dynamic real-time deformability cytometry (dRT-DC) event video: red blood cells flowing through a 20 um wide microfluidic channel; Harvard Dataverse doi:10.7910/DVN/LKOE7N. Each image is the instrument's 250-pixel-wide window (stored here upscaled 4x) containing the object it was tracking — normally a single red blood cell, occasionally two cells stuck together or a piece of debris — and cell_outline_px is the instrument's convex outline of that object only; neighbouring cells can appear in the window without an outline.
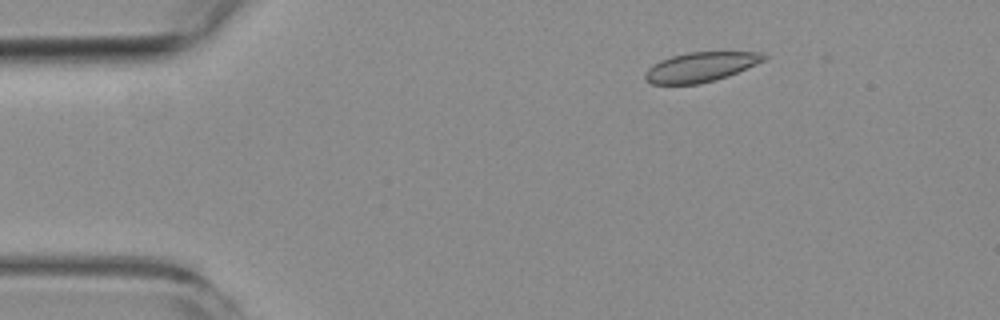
{"species": "common noctule bat (a hibernating species)", "species_latin": "Nyctalus noctula", "temperature_condition": "room temperature", "stored_images_in_passage": 3, "camera_frame_rate_fps": 3000, "um_per_image_px": 0.085, "animal": {"sex": "female", "body_mass_g": 19.3, "forearm_length_mm": 54.1}, "frame": {"image": 1, "passage_image": 2, "time_ms": 1.667, "image_size_px": [1000, 320], "cell_outline_px": [[768, 56], [764, 60], [728, 76], [716, 80], [700, 84], [652, 84], [644, 80], [644, 72], [652, 64], [660, 60], [672, 56], [688, 52], [764, 52]], "centroid_in_image_um": [59.52, 5.7], "position_along_channel_um": 25.5, "area_um2": 20.58}}